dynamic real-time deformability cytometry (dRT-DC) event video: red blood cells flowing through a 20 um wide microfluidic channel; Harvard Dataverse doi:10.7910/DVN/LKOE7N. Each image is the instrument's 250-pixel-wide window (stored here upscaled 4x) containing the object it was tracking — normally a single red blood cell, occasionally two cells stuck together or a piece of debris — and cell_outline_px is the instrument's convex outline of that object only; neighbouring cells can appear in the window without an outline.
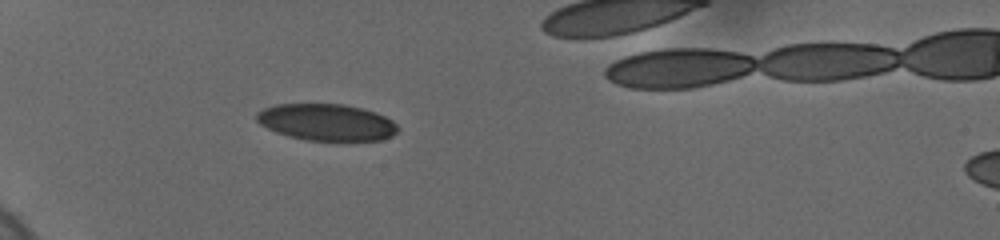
{"species": "human", "species_latin": "Homo sapiens", "temperature_condition": "cold", "stored_images_in_passage": 30, "camera_frame_rate_fps": 3000, "um_per_image_px": 0.085, "donor": {"sex": "female"}, "frame": {"image": 1, "passage_image": 1, "time_ms": 0.0, "image_size_px": [1000, 240], "cell_outline_px": [[400, 128], [392, 136], [380, 140], [308, 140], [288, 136], [276, 132], [260, 124], [256, 120], [256, 112], [264, 108], [276, 104], [344, 104], [364, 108], [376, 112], [392, 120]], "centroid_in_image_um": [27.76, 10.38], "position_along_channel_um": 57.2, "area_um2": 30.23}}
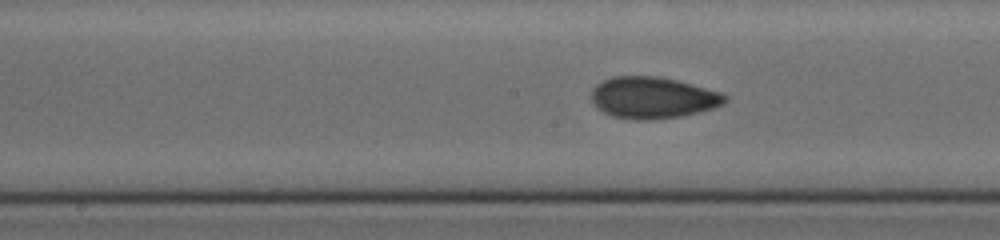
{"frame": {"image": 2, "passage_image": 15, "time_ms": 4.333, "image_size_px": [1000, 240], "cell_outline_px": [[728, 100], [724, 104], [716, 108], [700, 112], [680, 116], [648, 120], [636, 120], [612, 116], [596, 108], [592, 104], [592, 88], [596, 84], [612, 76], [656, 76], [676, 80], [720, 92], [728, 96]], "centroid_in_image_um": [55.49, 8.31], "position_along_channel_um": 192.7, "area_um2": 32.48}}
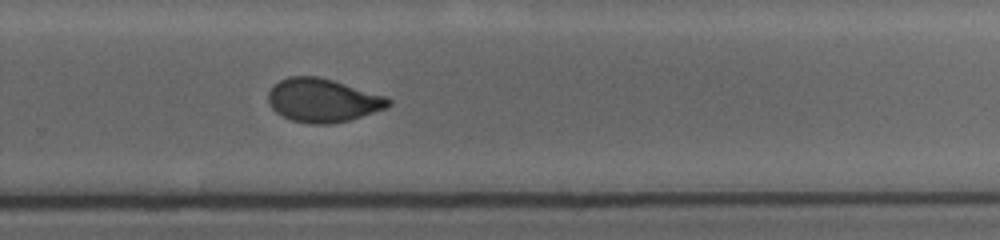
{"frame": {"image": 3, "passage_image": 29, "time_ms": 7.333, "image_size_px": [1000, 240], "cell_outline_px": [[392, 104], [384, 108], [348, 120], [328, 124], [312, 124], [292, 120], [276, 112], [272, 108], [268, 100], [268, 92], [280, 80], [288, 76], [316, 76], [332, 80], [388, 96], [392, 100]], "centroid_in_image_um": [27.45, 8.52], "position_along_channel_um": 302.4, "area_um2": 30.17}}